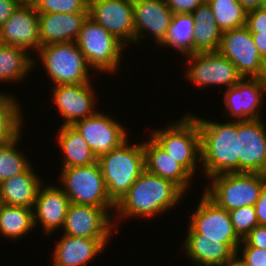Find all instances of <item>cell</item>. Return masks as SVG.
Here are the masks:
<instances>
[{
	"label": "cell",
	"instance_id": "cell-1",
	"mask_svg": "<svg viewBox=\"0 0 266 266\" xmlns=\"http://www.w3.org/2000/svg\"><path fill=\"white\" fill-rule=\"evenodd\" d=\"M183 197L185 198V193L172 181L145 170L115 204L113 223L116 232L120 229L118 226L120 220L138 217L154 218L157 214L166 213L175 208Z\"/></svg>",
	"mask_w": 266,
	"mask_h": 266
},
{
	"label": "cell",
	"instance_id": "cell-2",
	"mask_svg": "<svg viewBox=\"0 0 266 266\" xmlns=\"http://www.w3.org/2000/svg\"><path fill=\"white\" fill-rule=\"evenodd\" d=\"M201 136V170L208 178L222 173L239 172L238 121H213L191 114Z\"/></svg>",
	"mask_w": 266,
	"mask_h": 266
},
{
	"label": "cell",
	"instance_id": "cell-3",
	"mask_svg": "<svg viewBox=\"0 0 266 266\" xmlns=\"http://www.w3.org/2000/svg\"><path fill=\"white\" fill-rule=\"evenodd\" d=\"M129 143L130 141L126 139L118 147L100 155L97 159L107 194L115 204L145 171L143 142L137 145Z\"/></svg>",
	"mask_w": 266,
	"mask_h": 266
},
{
	"label": "cell",
	"instance_id": "cell-4",
	"mask_svg": "<svg viewBox=\"0 0 266 266\" xmlns=\"http://www.w3.org/2000/svg\"><path fill=\"white\" fill-rule=\"evenodd\" d=\"M149 136L192 176L199 170L197 165L201 167L200 130L191 112L164 129L153 130Z\"/></svg>",
	"mask_w": 266,
	"mask_h": 266
},
{
	"label": "cell",
	"instance_id": "cell-5",
	"mask_svg": "<svg viewBox=\"0 0 266 266\" xmlns=\"http://www.w3.org/2000/svg\"><path fill=\"white\" fill-rule=\"evenodd\" d=\"M34 57L42 63L52 85L86 84L91 82L92 68L76 42H61L41 46ZM35 59H40L37 61Z\"/></svg>",
	"mask_w": 266,
	"mask_h": 266
},
{
	"label": "cell",
	"instance_id": "cell-6",
	"mask_svg": "<svg viewBox=\"0 0 266 266\" xmlns=\"http://www.w3.org/2000/svg\"><path fill=\"white\" fill-rule=\"evenodd\" d=\"M203 192L228 212L244 206H254L266 183L262 173H222L207 179Z\"/></svg>",
	"mask_w": 266,
	"mask_h": 266
},
{
	"label": "cell",
	"instance_id": "cell-7",
	"mask_svg": "<svg viewBox=\"0 0 266 266\" xmlns=\"http://www.w3.org/2000/svg\"><path fill=\"white\" fill-rule=\"evenodd\" d=\"M75 42L96 73L115 75L119 71L126 46L91 17L84 21Z\"/></svg>",
	"mask_w": 266,
	"mask_h": 266
},
{
	"label": "cell",
	"instance_id": "cell-8",
	"mask_svg": "<svg viewBox=\"0 0 266 266\" xmlns=\"http://www.w3.org/2000/svg\"><path fill=\"white\" fill-rule=\"evenodd\" d=\"M59 183L70 203L115 208L107 194L101 167L97 162L70 168H61Z\"/></svg>",
	"mask_w": 266,
	"mask_h": 266
},
{
	"label": "cell",
	"instance_id": "cell-9",
	"mask_svg": "<svg viewBox=\"0 0 266 266\" xmlns=\"http://www.w3.org/2000/svg\"><path fill=\"white\" fill-rule=\"evenodd\" d=\"M197 208L190 215L187 234H200L201 239L221 240L235 252L241 243L233 229L229 212L202 192Z\"/></svg>",
	"mask_w": 266,
	"mask_h": 266
},
{
	"label": "cell",
	"instance_id": "cell-10",
	"mask_svg": "<svg viewBox=\"0 0 266 266\" xmlns=\"http://www.w3.org/2000/svg\"><path fill=\"white\" fill-rule=\"evenodd\" d=\"M184 78L198 88L210 86H226L225 89L236 85L242 77L235 65L217 52L194 53L185 56Z\"/></svg>",
	"mask_w": 266,
	"mask_h": 266
},
{
	"label": "cell",
	"instance_id": "cell-11",
	"mask_svg": "<svg viewBox=\"0 0 266 266\" xmlns=\"http://www.w3.org/2000/svg\"><path fill=\"white\" fill-rule=\"evenodd\" d=\"M218 52L235 65L242 78H264V59L246 26L222 32Z\"/></svg>",
	"mask_w": 266,
	"mask_h": 266
},
{
	"label": "cell",
	"instance_id": "cell-12",
	"mask_svg": "<svg viewBox=\"0 0 266 266\" xmlns=\"http://www.w3.org/2000/svg\"><path fill=\"white\" fill-rule=\"evenodd\" d=\"M114 210L115 208L70 203L62 233L90 239H111L116 232L111 217Z\"/></svg>",
	"mask_w": 266,
	"mask_h": 266
},
{
	"label": "cell",
	"instance_id": "cell-13",
	"mask_svg": "<svg viewBox=\"0 0 266 266\" xmlns=\"http://www.w3.org/2000/svg\"><path fill=\"white\" fill-rule=\"evenodd\" d=\"M265 95L264 78H242L236 85L224 89L225 118L233 117L231 120L235 121L261 119Z\"/></svg>",
	"mask_w": 266,
	"mask_h": 266
},
{
	"label": "cell",
	"instance_id": "cell-14",
	"mask_svg": "<svg viewBox=\"0 0 266 266\" xmlns=\"http://www.w3.org/2000/svg\"><path fill=\"white\" fill-rule=\"evenodd\" d=\"M88 9L89 17L125 46L135 43L133 1L93 0L88 4Z\"/></svg>",
	"mask_w": 266,
	"mask_h": 266
},
{
	"label": "cell",
	"instance_id": "cell-15",
	"mask_svg": "<svg viewBox=\"0 0 266 266\" xmlns=\"http://www.w3.org/2000/svg\"><path fill=\"white\" fill-rule=\"evenodd\" d=\"M0 44L38 52L41 47L39 13L32 3H21L0 27Z\"/></svg>",
	"mask_w": 266,
	"mask_h": 266
},
{
	"label": "cell",
	"instance_id": "cell-16",
	"mask_svg": "<svg viewBox=\"0 0 266 266\" xmlns=\"http://www.w3.org/2000/svg\"><path fill=\"white\" fill-rule=\"evenodd\" d=\"M111 117V115L97 111L94 115L73 124L97 158L129 138L126 128Z\"/></svg>",
	"mask_w": 266,
	"mask_h": 266
},
{
	"label": "cell",
	"instance_id": "cell-17",
	"mask_svg": "<svg viewBox=\"0 0 266 266\" xmlns=\"http://www.w3.org/2000/svg\"><path fill=\"white\" fill-rule=\"evenodd\" d=\"M238 121L239 172L266 174V123Z\"/></svg>",
	"mask_w": 266,
	"mask_h": 266
},
{
	"label": "cell",
	"instance_id": "cell-18",
	"mask_svg": "<svg viewBox=\"0 0 266 266\" xmlns=\"http://www.w3.org/2000/svg\"><path fill=\"white\" fill-rule=\"evenodd\" d=\"M92 82L86 84L53 85L52 101L63 119L62 125H73L76 121L94 115L96 95Z\"/></svg>",
	"mask_w": 266,
	"mask_h": 266
},
{
	"label": "cell",
	"instance_id": "cell-19",
	"mask_svg": "<svg viewBox=\"0 0 266 266\" xmlns=\"http://www.w3.org/2000/svg\"><path fill=\"white\" fill-rule=\"evenodd\" d=\"M133 16L135 44L145 39L144 35L151 34L157 46L165 39L173 12L165 0H137L133 1Z\"/></svg>",
	"mask_w": 266,
	"mask_h": 266
},
{
	"label": "cell",
	"instance_id": "cell-20",
	"mask_svg": "<svg viewBox=\"0 0 266 266\" xmlns=\"http://www.w3.org/2000/svg\"><path fill=\"white\" fill-rule=\"evenodd\" d=\"M69 205V198L61 187L43 183L33 207L35 228L41 225L43 233L49 236L62 229Z\"/></svg>",
	"mask_w": 266,
	"mask_h": 266
},
{
	"label": "cell",
	"instance_id": "cell-21",
	"mask_svg": "<svg viewBox=\"0 0 266 266\" xmlns=\"http://www.w3.org/2000/svg\"><path fill=\"white\" fill-rule=\"evenodd\" d=\"M55 239L51 266H86L106 249L111 239H90L62 234Z\"/></svg>",
	"mask_w": 266,
	"mask_h": 266
},
{
	"label": "cell",
	"instance_id": "cell-22",
	"mask_svg": "<svg viewBox=\"0 0 266 266\" xmlns=\"http://www.w3.org/2000/svg\"><path fill=\"white\" fill-rule=\"evenodd\" d=\"M89 12L39 13L40 43L75 42Z\"/></svg>",
	"mask_w": 266,
	"mask_h": 266
},
{
	"label": "cell",
	"instance_id": "cell-23",
	"mask_svg": "<svg viewBox=\"0 0 266 266\" xmlns=\"http://www.w3.org/2000/svg\"><path fill=\"white\" fill-rule=\"evenodd\" d=\"M144 141L145 170L148 173L172 181L186 194L193 183V176L151 137Z\"/></svg>",
	"mask_w": 266,
	"mask_h": 266
},
{
	"label": "cell",
	"instance_id": "cell-24",
	"mask_svg": "<svg viewBox=\"0 0 266 266\" xmlns=\"http://www.w3.org/2000/svg\"><path fill=\"white\" fill-rule=\"evenodd\" d=\"M183 251L194 266H230L236 252L221 240L201 239L200 234H186Z\"/></svg>",
	"mask_w": 266,
	"mask_h": 266
},
{
	"label": "cell",
	"instance_id": "cell-25",
	"mask_svg": "<svg viewBox=\"0 0 266 266\" xmlns=\"http://www.w3.org/2000/svg\"><path fill=\"white\" fill-rule=\"evenodd\" d=\"M32 166L25 172L8 178L0 184L4 205L33 209L43 180L35 173Z\"/></svg>",
	"mask_w": 266,
	"mask_h": 266
},
{
	"label": "cell",
	"instance_id": "cell-26",
	"mask_svg": "<svg viewBox=\"0 0 266 266\" xmlns=\"http://www.w3.org/2000/svg\"><path fill=\"white\" fill-rule=\"evenodd\" d=\"M55 140L62 151L61 168L87 166L97 162V156L73 125H61Z\"/></svg>",
	"mask_w": 266,
	"mask_h": 266
},
{
	"label": "cell",
	"instance_id": "cell-27",
	"mask_svg": "<svg viewBox=\"0 0 266 266\" xmlns=\"http://www.w3.org/2000/svg\"><path fill=\"white\" fill-rule=\"evenodd\" d=\"M191 14L195 21L193 54L217 52L221 43L222 31L216 24L209 3L203 1Z\"/></svg>",
	"mask_w": 266,
	"mask_h": 266
},
{
	"label": "cell",
	"instance_id": "cell-28",
	"mask_svg": "<svg viewBox=\"0 0 266 266\" xmlns=\"http://www.w3.org/2000/svg\"><path fill=\"white\" fill-rule=\"evenodd\" d=\"M31 52L24 48L0 44V82L20 83L34 69Z\"/></svg>",
	"mask_w": 266,
	"mask_h": 266
},
{
	"label": "cell",
	"instance_id": "cell-29",
	"mask_svg": "<svg viewBox=\"0 0 266 266\" xmlns=\"http://www.w3.org/2000/svg\"><path fill=\"white\" fill-rule=\"evenodd\" d=\"M35 228L33 209L23 206L3 205L0 208V236L19 240Z\"/></svg>",
	"mask_w": 266,
	"mask_h": 266
},
{
	"label": "cell",
	"instance_id": "cell-30",
	"mask_svg": "<svg viewBox=\"0 0 266 266\" xmlns=\"http://www.w3.org/2000/svg\"><path fill=\"white\" fill-rule=\"evenodd\" d=\"M194 27L192 14H173L165 39L159 46L176 49L183 58L193 54Z\"/></svg>",
	"mask_w": 266,
	"mask_h": 266
},
{
	"label": "cell",
	"instance_id": "cell-31",
	"mask_svg": "<svg viewBox=\"0 0 266 266\" xmlns=\"http://www.w3.org/2000/svg\"><path fill=\"white\" fill-rule=\"evenodd\" d=\"M17 100L13 95L0 92V144L12 140L23 131L24 115Z\"/></svg>",
	"mask_w": 266,
	"mask_h": 266
},
{
	"label": "cell",
	"instance_id": "cell-32",
	"mask_svg": "<svg viewBox=\"0 0 266 266\" xmlns=\"http://www.w3.org/2000/svg\"><path fill=\"white\" fill-rule=\"evenodd\" d=\"M22 132L12 140L0 144V184L11 177L25 172L32 164L23 154V149L18 150Z\"/></svg>",
	"mask_w": 266,
	"mask_h": 266
},
{
	"label": "cell",
	"instance_id": "cell-33",
	"mask_svg": "<svg viewBox=\"0 0 266 266\" xmlns=\"http://www.w3.org/2000/svg\"><path fill=\"white\" fill-rule=\"evenodd\" d=\"M208 3L222 32L246 26L247 10L238 0H209Z\"/></svg>",
	"mask_w": 266,
	"mask_h": 266
},
{
	"label": "cell",
	"instance_id": "cell-34",
	"mask_svg": "<svg viewBox=\"0 0 266 266\" xmlns=\"http://www.w3.org/2000/svg\"><path fill=\"white\" fill-rule=\"evenodd\" d=\"M32 4L38 13L89 12L84 0H35Z\"/></svg>",
	"mask_w": 266,
	"mask_h": 266
},
{
	"label": "cell",
	"instance_id": "cell-35",
	"mask_svg": "<svg viewBox=\"0 0 266 266\" xmlns=\"http://www.w3.org/2000/svg\"><path fill=\"white\" fill-rule=\"evenodd\" d=\"M233 229L242 240L258 224L254 206H244L229 211Z\"/></svg>",
	"mask_w": 266,
	"mask_h": 266
},
{
	"label": "cell",
	"instance_id": "cell-36",
	"mask_svg": "<svg viewBox=\"0 0 266 266\" xmlns=\"http://www.w3.org/2000/svg\"><path fill=\"white\" fill-rule=\"evenodd\" d=\"M241 249L242 251H240ZM236 258L244 266H266L265 249H260L256 247H238L236 252Z\"/></svg>",
	"mask_w": 266,
	"mask_h": 266
},
{
	"label": "cell",
	"instance_id": "cell-37",
	"mask_svg": "<svg viewBox=\"0 0 266 266\" xmlns=\"http://www.w3.org/2000/svg\"><path fill=\"white\" fill-rule=\"evenodd\" d=\"M238 247H256L266 250V225H257L241 241Z\"/></svg>",
	"mask_w": 266,
	"mask_h": 266
},
{
	"label": "cell",
	"instance_id": "cell-38",
	"mask_svg": "<svg viewBox=\"0 0 266 266\" xmlns=\"http://www.w3.org/2000/svg\"><path fill=\"white\" fill-rule=\"evenodd\" d=\"M246 27L249 32L266 33V10L260 7L247 11Z\"/></svg>",
	"mask_w": 266,
	"mask_h": 266
},
{
	"label": "cell",
	"instance_id": "cell-39",
	"mask_svg": "<svg viewBox=\"0 0 266 266\" xmlns=\"http://www.w3.org/2000/svg\"><path fill=\"white\" fill-rule=\"evenodd\" d=\"M203 0H165L173 14H191Z\"/></svg>",
	"mask_w": 266,
	"mask_h": 266
},
{
	"label": "cell",
	"instance_id": "cell-40",
	"mask_svg": "<svg viewBox=\"0 0 266 266\" xmlns=\"http://www.w3.org/2000/svg\"><path fill=\"white\" fill-rule=\"evenodd\" d=\"M259 225H266V183L261 188L259 199L254 205Z\"/></svg>",
	"mask_w": 266,
	"mask_h": 266
},
{
	"label": "cell",
	"instance_id": "cell-41",
	"mask_svg": "<svg viewBox=\"0 0 266 266\" xmlns=\"http://www.w3.org/2000/svg\"><path fill=\"white\" fill-rule=\"evenodd\" d=\"M21 3V0H0V27Z\"/></svg>",
	"mask_w": 266,
	"mask_h": 266
},
{
	"label": "cell",
	"instance_id": "cell-42",
	"mask_svg": "<svg viewBox=\"0 0 266 266\" xmlns=\"http://www.w3.org/2000/svg\"><path fill=\"white\" fill-rule=\"evenodd\" d=\"M255 46L263 59L266 58V33L250 32Z\"/></svg>",
	"mask_w": 266,
	"mask_h": 266
},
{
	"label": "cell",
	"instance_id": "cell-43",
	"mask_svg": "<svg viewBox=\"0 0 266 266\" xmlns=\"http://www.w3.org/2000/svg\"><path fill=\"white\" fill-rule=\"evenodd\" d=\"M239 3L247 10L258 9L261 7L263 0H238Z\"/></svg>",
	"mask_w": 266,
	"mask_h": 266
},
{
	"label": "cell",
	"instance_id": "cell-44",
	"mask_svg": "<svg viewBox=\"0 0 266 266\" xmlns=\"http://www.w3.org/2000/svg\"><path fill=\"white\" fill-rule=\"evenodd\" d=\"M230 266H244L237 258H235L234 262Z\"/></svg>",
	"mask_w": 266,
	"mask_h": 266
},
{
	"label": "cell",
	"instance_id": "cell-45",
	"mask_svg": "<svg viewBox=\"0 0 266 266\" xmlns=\"http://www.w3.org/2000/svg\"><path fill=\"white\" fill-rule=\"evenodd\" d=\"M264 79L266 80V58L264 59Z\"/></svg>",
	"mask_w": 266,
	"mask_h": 266
},
{
	"label": "cell",
	"instance_id": "cell-46",
	"mask_svg": "<svg viewBox=\"0 0 266 266\" xmlns=\"http://www.w3.org/2000/svg\"><path fill=\"white\" fill-rule=\"evenodd\" d=\"M35 0H21L22 3H33Z\"/></svg>",
	"mask_w": 266,
	"mask_h": 266
},
{
	"label": "cell",
	"instance_id": "cell-47",
	"mask_svg": "<svg viewBox=\"0 0 266 266\" xmlns=\"http://www.w3.org/2000/svg\"><path fill=\"white\" fill-rule=\"evenodd\" d=\"M3 200H2V195H1V189H0V208L3 206Z\"/></svg>",
	"mask_w": 266,
	"mask_h": 266
},
{
	"label": "cell",
	"instance_id": "cell-48",
	"mask_svg": "<svg viewBox=\"0 0 266 266\" xmlns=\"http://www.w3.org/2000/svg\"><path fill=\"white\" fill-rule=\"evenodd\" d=\"M261 8L266 10V0H263V3L261 5Z\"/></svg>",
	"mask_w": 266,
	"mask_h": 266
},
{
	"label": "cell",
	"instance_id": "cell-49",
	"mask_svg": "<svg viewBox=\"0 0 266 266\" xmlns=\"http://www.w3.org/2000/svg\"><path fill=\"white\" fill-rule=\"evenodd\" d=\"M87 4H89L93 0H84Z\"/></svg>",
	"mask_w": 266,
	"mask_h": 266
}]
</instances>
